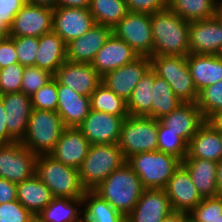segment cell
<instances>
[{"mask_svg":"<svg viewBox=\"0 0 222 222\" xmlns=\"http://www.w3.org/2000/svg\"><path fill=\"white\" fill-rule=\"evenodd\" d=\"M57 0H26V3L32 5L46 6L50 8H56Z\"/></svg>","mask_w":222,"mask_h":222,"instance_id":"53","label":"cell"},{"mask_svg":"<svg viewBox=\"0 0 222 222\" xmlns=\"http://www.w3.org/2000/svg\"><path fill=\"white\" fill-rule=\"evenodd\" d=\"M117 144L125 159L137 153L158 150V120L145 116H127Z\"/></svg>","mask_w":222,"mask_h":222,"instance_id":"8","label":"cell"},{"mask_svg":"<svg viewBox=\"0 0 222 222\" xmlns=\"http://www.w3.org/2000/svg\"><path fill=\"white\" fill-rule=\"evenodd\" d=\"M35 175L51 191L53 197L82 198L86 192L79 169L68 167L49 154L37 156Z\"/></svg>","mask_w":222,"mask_h":222,"instance_id":"3","label":"cell"},{"mask_svg":"<svg viewBox=\"0 0 222 222\" xmlns=\"http://www.w3.org/2000/svg\"><path fill=\"white\" fill-rule=\"evenodd\" d=\"M90 0H57L56 7L89 8Z\"/></svg>","mask_w":222,"mask_h":222,"instance_id":"50","label":"cell"},{"mask_svg":"<svg viewBox=\"0 0 222 222\" xmlns=\"http://www.w3.org/2000/svg\"><path fill=\"white\" fill-rule=\"evenodd\" d=\"M17 184L0 178V204L17 200Z\"/></svg>","mask_w":222,"mask_h":222,"instance_id":"48","label":"cell"},{"mask_svg":"<svg viewBox=\"0 0 222 222\" xmlns=\"http://www.w3.org/2000/svg\"><path fill=\"white\" fill-rule=\"evenodd\" d=\"M188 213L173 211L162 222H185Z\"/></svg>","mask_w":222,"mask_h":222,"instance_id":"52","label":"cell"},{"mask_svg":"<svg viewBox=\"0 0 222 222\" xmlns=\"http://www.w3.org/2000/svg\"><path fill=\"white\" fill-rule=\"evenodd\" d=\"M125 118L90 109L77 128L91 145L117 144Z\"/></svg>","mask_w":222,"mask_h":222,"instance_id":"12","label":"cell"},{"mask_svg":"<svg viewBox=\"0 0 222 222\" xmlns=\"http://www.w3.org/2000/svg\"><path fill=\"white\" fill-rule=\"evenodd\" d=\"M126 159L118 144L90 145L79 175L86 191L96 189L113 171L121 167Z\"/></svg>","mask_w":222,"mask_h":222,"instance_id":"5","label":"cell"},{"mask_svg":"<svg viewBox=\"0 0 222 222\" xmlns=\"http://www.w3.org/2000/svg\"><path fill=\"white\" fill-rule=\"evenodd\" d=\"M215 16L222 25V0H218Z\"/></svg>","mask_w":222,"mask_h":222,"instance_id":"56","label":"cell"},{"mask_svg":"<svg viewBox=\"0 0 222 222\" xmlns=\"http://www.w3.org/2000/svg\"><path fill=\"white\" fill-rule=\"evenodd\" d=\"M54 78L62 85L69 86L76 93L90 97L102 83V77L91 63L65 61L56 71Z\"/></svg>","mask_w":222,"mask_h":222,"instance_id":"14","label":"cell"},{"mask_svg":"<svg viewBox=\"0 0 222 222\" xmlns=\"http://www.w3.org/2000/svg\"><path fill=\"white\" fill-rule=\"evenodd\" d=\"M10 37V27L0 18V39Z\"/></svg>","mask_w":222,"mask_h":222,"instance_id":"55","label":"cell"},{"mask_svg":"<svg viewBox=\"0 0 222 222\" xmlns=\"http://www.w3.org/2000/svg\"><path fill=\"white\" fill-rule=\"evenodd\" d=\"M113 33L124 40L139 57L153 56L150 14L128 12L113 28Z\"/></svg>","mask_w":222,"mask_h":222,"instance_id":"9","label":"cell"},{"mask_svg":"<svg viewBox=\"0 0 222 222\" xmlns=\"http://www.w3.org/2000/svg\"><path fill=\"white\" fill-rule=\"evenodd\" d=\"M37 155L20 141L0 144V178L21 183L35 174Z\"/></svg>","mask_w":222,"mask_h":222,"instance_id":"10","label":"cell"},{"mask_svg":"<svg viewBox=\"0 0 222 222\" xmlns=\"http://www.w3.org/2000/svg\"><path fill=\"white\" fill-rule=\"evenodd\" d=\"M16 140L9 134L6 122V112L0 98V144H9Z\"/></svg>","mask_w":222,"mask_h":222,"instance_id":"49","label":"cell"},{"mask_svg":"<svg viewBox=\"0 0 222 222\" xmlns=\"http://www.w3.org/2000/svg\"><path fill=\"white\" fill-rule=\"evenodd\" d=\"M139 58V55L122 39L114 33L103 47L96 53L91 65L102 77L123 65L129 64Z\"/></svg>","mask_w":222,"mask_h":222,"instance_id":"19","label":"cell"},{"mask_svg":"<svg viewBox=\"0 0 222 222\" xmlns=\"http://www.w3.org/2000/svg\"><path fill=\"white\" fill-rule=\"evenodd\" d=\"M66 127L56 111L33 109L26 132L20 141L35 155H48Z\"/></svg>","mask_w":222,"mask_h":222,"instance_id":"6","label":"cell"},{"mask_svg":"<svg viewBox=\"0 0 222 222\" xmlns=\"http://www.w3.org/2000/svg\"><path fill=\"white\" fill-rule=\"evenodd\" d=\"M154 77L155 72L150 68L138 81L127 100V108L130 116H146L151 111Z\"/></svg>","mask_w":222,"mask_h":222,"instance_id":"34","label":"cell"},{"mask_svg":"<svg viewBox=\"0 0 222 222\" xmlns=\"http://www.w3.org/2000/svg\"><path fill=\"white\" fill-rule=\"evenodd\" d=\"M185 222H196L193 219H191L189 216H187V218L185 219Z\"/></svg>","mask_w":222,"mask_h":222,"instance_id":"58","label":"cell"},{"mask_svg":"<svg viewBox=\"0 0 222 222\" xmlns=\"http://www.w3.org/2000/svg\"><path fill=\"white\" fill-rule=\"evenodd\" d=\"M151 68L149 57H139L102 76V83L126 101L131 96L138 81Z\"/></svg>","mask_w":222,"mask_h":222,"instance_id":"16","label":"cell"},{"mask_svg":"<svg viewBox=\"0 0 222 222\" xmlns=\"http://www.w3.org/2000/svg\"><path fill=\"white\" fill-rule=\"evenodd\" d=\"M78 207H82V198L53 197L38 216L44 222H83V212Z\"/></svg>","mask_w":222,"mask_h":222,"instance_id":"30","label":"cell"},{"mask_svg":"<svg viewBox=\"0 0 222 222\" xmlns=\"http://www.w3.org/2000/svg\"><path fill=\"white\" fill-rule=\"evenodd\" d=\"M164 190L176 212L189 213L203 199L182 164L168 180Z\"/></svg>","mask_w":222,"mask_h":222,"instance_id":"18","label":"cell"},{"mask_svg":"<svg viewBox=\"0 0 222 222\" xmlns=\"http://www.w3.org/2000/svg\"><path fill=\"white\" fill-rule=\"evenodd\" d=\"M95 24L89 8L56 7L53 9V31L67 44L81 37Z\"/></svg>","mask_w":222,"mask_h":222,"instance_id":"15","label":"cell"},{"mask_svg":"<svg viewBox=\"0 0 222 222\" xmlns=\"http://www.w3.org/2000/svg\"><path fill=\"white\" fill-rule=\"evenodd\" d=\"M58 105L56 112L65 127H78L91 109L90 97L82 96L69 86L57 81Z\"/></svg>","mask_w":222,"mask_h":222,"instance_id":"24","label":"cell"},{"mask_svg":"<svg viewBox=\"0 0 222 222\" xmlns=\"http://www.w3.org/2000/svg\"><path fill=\"white\" fill-rule=\"evenodd\" d=\"M54 78V75L36 66H26L22 76L21 92L33 95L43 85Z\"/></svg>","mask_w":222,"mask_h":222,"instance_id":"41","label":"cell"},{"mask_svg":"<svg viewBox=\"0 0 222 222\" xmlns=\"http://www.w3.org/2000/svg\"><path fill=\"white\" fill-rule=\"evenodd\" d=\"M222 215V202L218 196L203 198L188 216L196 222H217Z\"/></svg>","mask_w":222,"mask_h":222,"instance_id":"39","label":"cell"},{"mask_svg":"<svg viewBox=\"0 0 222 222\" xmlns=\"http://www.w3.org/2000/svg\"><path fill=\"white\" fill-rule=\"evenodd\" d=\"M25 4L26 0H0L1 20L11 28L14 17Z\"/></svg>","mask_w":222,"mask_h":222,"instance_id":"46","label":"cell"},{"mask_svg":"<svg viewBox=\"0 0 222 222\" xmlns=\"http://www.w3.org/2000/svg\"><path fill=\"white\" fill-rule=\"evenodd\" d=\"M189 53L222 55V25L216 16L189 22Z\"/></svg>","mask_w":222,"mask_h":222,"instance_id":"13","label":"cell"},{"mask_svg":"<svg viewBox=\"0 0 222 222\" xmlns=\"http://www.w3.org/2000/svg\"><path fill=\"white\" fill-rule=\"evenodd\" d=\"M160 121L188 144L206 119L196 102H182Z\"/></svg>","mask_w":222,"mask_h":222,"instance_id":"22","label":"cell"},{"mask_svg":"<svg viewBox=\"0 0 222 222\" xmlns=\"http://www.w3.org/2000/svg\"><path fill=\"white\" fill-rule=\"evenodd\" d=\"M128 12L153 14L167 7V0H124Z\"/></svg>","mask_w":222,"mask_h":222,"instance_id":"45","label":"cell"},{"mask_svg":"<svg viewBox=\"0 0 222 222\" xmlns=\"http://www.w3.org/2000/svg\"><path fill=\"white\" fill-rule=\"evenodd\" d=\"M217 222H222V215H220L219 219L217 220Z\"/></svg>","mask_w":222,"mask_h":222,"instance_id":"59","label":"cell"},{"mask_svg":"<svg viewBox=\"0 0 222 222\" xmlns=\"http://www.w3.org/2000/svg\"><path fill=\"white\" fill-rule=\"evenodd\" d=\"M30 98L33 109L56 111L58 105L57 80L53 78Z\"/></svg>","mask_w":222,"mask_h":222,"instance_id":"40","label":"cell"},{"mask_svg":"<svg viewBox=\"0 0 222 222\" xmlns=\"http://www.w3.org/2000/svg\"><path fill=\"white\" fill-rule=\"evenodd\" d=\"M151 69L171 86L182 102H197L198 92L187 63V56L153 55Z\"/></svg>","mask_w":222,"mask_h":222,"instance_id":"7","label":"cell"},{"mask_svg":"<svg viewBox=\"0 0 222 222\" xmlns=\"http://www.w3.org/2000/svg\"><path fill=\"white\" fill-rule=\"evenodd\" d=\"M29 222H44L38 215H34Z\"/></svg>","mask_w":222,"mask_h":222,"instance_id":"57","label":"cell"},{"mask_svg":"<svg viewBox=\"0 0 222 222\" xmlns=\"http://www.w3.org/2000/svg\"><path fill=\"white\" fill-rule=\"evenodd\" d=\"M222 134L207 121L187 144L184 158H198L219 162L222 160Z\"/></svg>","mask_w":222,"mask_h":222,"instance_id":"25","label":"cell"},{"mask_svg":"<svg viewBox=\"0 0 222 222\" xmlns=\"http://www.w3.org/2000/svg\"><path fill=\"white\" fill-rule=\"evenodd\" d=\"M19 63L14 48V37L0 39V68Z\"/></svg>","mask_w":222,"mask_h":222,"instance_id":"47","label":"cell"},{"mask_svg":"<svg viewBox=\"0 0 222 222\" xmlns=\"http://www.w3.org/2000/svg\"><path fill=\"white\" fill-rule=\"evenodd\" d=\"M158 150L177 156L181 160L187 155V143L160 120H158Z\"/></svg>","mask_w":222,"mask_h":222,"instance_id":"38","label":"cell"},{"mask_svg":"<svg viewBox=\"0 0 222 222\" xmlns=\"http://www.w3.org/2000/svg\"><path fill=\"white\" fill-rule=\"evenodd\" d=\"M83 222H126V217L94 191L82 197Z\"/></svg>","mask_w":222,"mask_h":222,"instance_id":"31","label":"cell"},{"mask_svg":"<svg viewBox=\"0 0 222 222\" xmlns=\"http://www.w3.org/2000/svg\"><path fill=\"white\" fill-rule=\"evenodd\" d=\"M89 11L95 24L111 29L128 13L124 0H90Z\"/></svg>","mask_w":222,"mask_h":222,"instance_id":"35","label":"cell"},{"mask_svg":"<svg viewBox=\"0 0 222 222\" xmlns=\"http://www.w3.org/2000/svg\"><path fill=\"white\" fill-rule=\"evenodd\" d=\"M181 164L202 198L217 196V162L198 158H184Z\"/></svg>","mask_w":222,"mask_h":222,"instance_id":"27","label":"cell"},{"mask_svg":"<svg viewBox=\"0 0 222 222\" xmlns=\"http://www.w3.org/2000/svg\"><path fill=\"white\" fill-rule=\"evenodd\" d=\"M172 212L164 189H144L126 222H162Z\"/></svg>","mask_w":222,"mask_h":222,"instance_id":"17","label":"cell"},{"mask_svg":"<svg viewBox=\"0 0 222 222\" xmlns=\"http://www.w3.org/2000/svg\"><path fill=\"white\" fill-rule=\"evenodd\" d=\"M217 196H222V160L217 163Z\"/></svg>","mask_w":222,"mask_h":222,"instance_id":"54","label":"cell"},{"mask_svg":"<svg viewBox=\"0 0 222 222\" xmlns=\"http://www.w3.org/2000/svg\"><path fill=\"white\" fill-rule=\"evenodd\" d=\"M153 55L187 56L189 22L168 7L150 14Z\"/></svg>","mask_w":222,"mask_h":222,"instance_id":"1","label":"cell"},{"mask_svg":"<svg viewBox=\"0 0 222 222\" xmlns=\"http://www.w3.org/2000/svg\"><path fill=\"white\" fill-rule=\"evenodd\" d=\"M17 200L33 215H38L52 201L53 195L34 174L17 184Z\"/></svg>","mask_w":222,"mask_h":222,"instance_id":"29","label":"cell"},{"mask_svg":"<svg viewBox=\"0 0 222 222\" xmlns=\"http://www.w3.org/2000/svg\"><path fill=\"white\" fill-rule=\"evenodd\" d=\"M90 145L78 128L66 127L49 155L68 167L79 169Z\"/></svg>","mask_w":222,"mask_h":222,"instance_id":"21","label":"cell"},{"mask_svg":"<svg viewBox=\"0 0 222 222\" xmlns=\"http://www.w3.org/2000/svg\"><path fill=\"white\" fill-rule=\"evenodd\" d=\"M91 109L115 116H129L127 101L101 83L90 96Z\"/></svg>","mask_w":222,"mask_h":222,"instance_id":"36","label":"cell"},{"mask_svg":"<svg viewBox=\"0 0 222 222\" xmlns=\"http://www.w3.org/2000/svg\"><path fill=\"white\" fill-rule=\"evenodd\" d=\"M218 0H167V7L188 22L215 16Z\"/></svg>","mask_w":222,"mask_h":222,"instance_id":"33","label":"cell"},{"mask_svg":"<svg viewBox=\"0 0 222 222\" xmlns=\"http://www.w3.org/2000/svg\"><path fill=\"white\" fill-rule=\"evenodd\" d=\"M152 89L151 111L145 116L160 120L175 110L182 101L174 94L171 86L165 79L156 75Z\"/></svg>","mask_w":222,"mask_h":222,"instance_id":"32","label":"cell"},{"mask_svg":"<svg viewBox=\"0 0 222 222\" xmlns=\"http://www.w3.org/2000/svg\"><path fill=\"white\" fill-rule=\"evenodd\" d=\"M53 31V8L26 3L14 17L11 37H37Z\"/></svg>","mask_w":222,"mask_h":222,"instance_id":"11","label":"cell"},{"mask_svg":"<svg viewBox=\"0 0 222 222\" xmlns=\"http://www.w3.org/2000/svg\"><path fill=\"white\" fill-rule=\"evenodd\" d=\"M33 216L18 200L0 204V222H29Z\"/></svg>","mask_w":222,"mask_h":222,"instance_id":"44","label":"cell"},{"mask_svg":"<svg viewBox=\"0 0 222 222\" xmlns=\"http://www.w3.org/2000/svg\"><path fill=\"white\" fill-rule=\"evenodd\" d=\"M39 46V38L25 36L14 37V48L19 64L23 66H35V59Z\"/></svg>","mask_w":222,"mask_h":222,"instance_id":"43","label":"cell"},{"mask_svg":"<svg viewBox=\"0 0 222 222\" xmlns=\"http://www.w3.org/2000/svg\"><path fill=\"white\" fill-rule=\"evenodd\" d=\"M113 29L94 24L89 31L66 44L67 60L71 62L91 63L96 53L109 39Z\"/></svg>","mask_w":222,"mask_h":222,"instance_id":"20","label":"cell"},{"mask_svg":"<svg viewBox=\"0 0 222 222\" xmlns=\"http://www.w3.org/2000/svg\"><path fill=\"white\" fill-rule=\"evenodd\" d=\"M25 66L15 63L0 71V95L21 92L22 76Z\"/></svg>","mask_w":222,"mask_h":222,"instance_id":"42","label":"cell"},{"mask_svg":"<svg viewBox=\"0 0 222 222\" xmlns=\"http://www.w3.org/2000/svg\"><path fill=\"white\" fill-rule=\"evenodd\" d=\"M126 162L139 176L144 189H164L182 160L156 150L134 154Z\"/></svg>","mask_w":222,"mask_h":222,"instance_id":"4","label":"cell"},{"mask_svg":"<svg viewBox=\"0 0 222 222\" xmlns=\"http://www.w3.org/2000/svg\"><path fill=\"white\" fill-rule=\"evenodd\" d=\"M67 61L66 43L54 31L39 37L35 66L55 75L58 68Z\"/></svg>","mask_w":222,"mask_h":222,"instance_id":"28","label":"cell"},{"mask_svg":"<svg viewBox=\"0 0 222 222\" xmlns=\"http://www.w3.org/2000/svg\"><path fill=\"white\" fill-rule=\"evenodd\" d=\"M207 122L222 134V111L214 113Z\"/></svg>","mask_w":222,"mask_h":222,"instance_id":"51","label":"cell"},{"mask_svg":"<svg viewBox=\"0 0 222 222\" xmlns=\"http://www.w3.org/2000/svg\"><path fill=\"white\" fill-rule=\"evenodd\" d=\"M196 103L206 121L214 113L222 111V80L202 89Z\"/></svg>","mask_w":222,"mask_h":222,"instance_id":"37","label":"cell"},{"mask_svg":"<svg viewBox=\"0 0 222 222\" xmlns=\"http://www.w3.org/2000/svg\"><path fill=\"white\" fill-rule=\"evenodd\" d=\"M187 63L198 93L222 80V55L189 53Z\"/></svg>","mask_w":222,"mask_h":222,"instance_id":"26","label":"cell"},{"mask_svg":"<svg viewBox=\"0 0 222 222\" xmlns=\"http://www.w3.org/2000/svg\"><path fill=\"white\" fill-rule=\"evenodd\" d=\"M143 190L139 176L125 162L93 191L126 217L133 210Z\"/></svg>","mask_w":222,"mask_h":222,"instance_id":"2","label":"cell"},{"mask_svg":"<svg viewBox=\"0 0 222 222\" xmlns=\"http://www.w3.org/2000/svg\"><path fill=\"white\" fill-rule=\"evenodd\" d=\"M0 98L6 112L8 132L16 141H21L33 110L31 98L22 92L3 94Z\"/></svg>","mask_w":222,"mask_h":222,"instance_id":"23","label":"cell"}]
</instances>
